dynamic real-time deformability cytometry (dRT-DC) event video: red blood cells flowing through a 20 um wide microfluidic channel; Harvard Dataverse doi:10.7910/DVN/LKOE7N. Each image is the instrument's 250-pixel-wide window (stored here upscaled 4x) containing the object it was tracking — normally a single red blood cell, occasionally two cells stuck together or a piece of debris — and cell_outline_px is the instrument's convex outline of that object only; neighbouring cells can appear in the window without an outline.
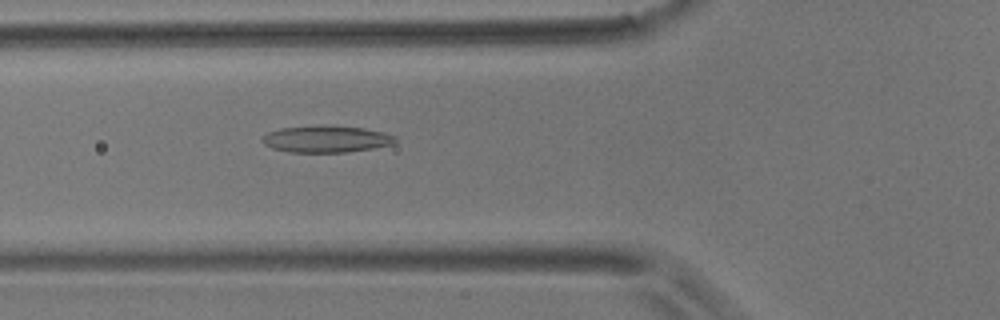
{"species": "common noctule bat (a hibernating species)", "species_latin": "Nyctalus noctula", "temperature_condition": "room temperature", "stored_images_in_passage": 42, "camera_frame_rate_fps": 3000, "um_per_image_px": 0.085, "animal": {"sex": "male", "body_mass_g": 17.9}, "frame": {"image": 1, "passage_image": 7, "time_ms": 2.0, "image_size_px": [1000, 320], "cell_outline_px": [[396, 140], [392, 144], [372, 148], [344, 152], [288, 152], [272, 148], [264, 144], [260, 140], [268, 132], [280, 128], [364, 128], [384, 132], [396, 136]], "centroid_in_image_um": [27.72, 11.86], "position_along_channel_um": 98.1, "area_um2": 19.71}}
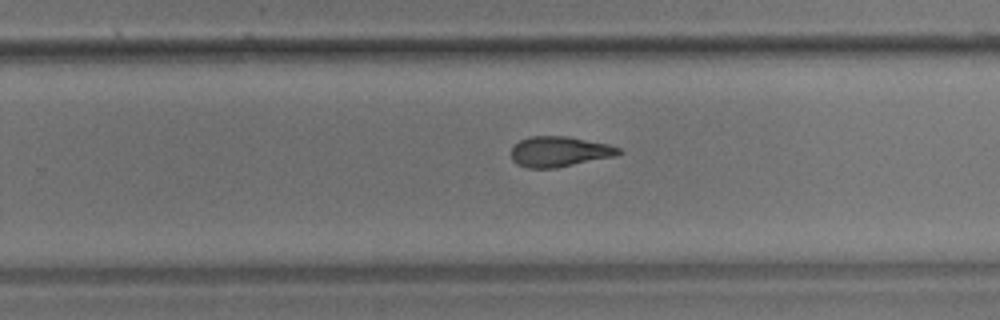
{"frame": {"image": 2, "passage_image": 22, "time_ms": 7.0, "image_size_px": [1000, 320], "cell_outline_px": [[624, 152], [616, 156], [556, 168], [528, 168], [516, 164], [512, 160], [512, 148], [520, 140], [528, 136], [568, 136], [608, 144], [620, 148]], "centroid_in_image_um": [47.57, 12.89], "position_along_channel_um": 282.2, "area_um2": 19.13}}
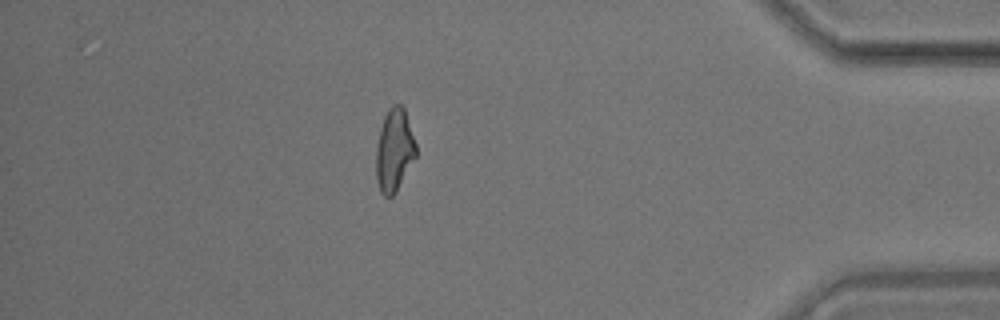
{"frame": {"image": 3, "passage_image": 35, "time_ms": 11.333, "image_size_px": [1000, 320], "cell_outline_px": [[416, 156], [396, 192], [392, 196], [384, 196], [380, 192], [376, 180], [376, 148], [380, 128], [384, 116], [388, 108], [392, 104], [400, 104], [404, 108], [416, 144]], "centroid_in_image_um": [33.5, 12.77], "position_along_channel_um": 401.7, "area_um2": 19.25}, "authors_computed_cell_mechanics": {"area_um2": 19.4497, "velocity_mm_per_s": 3.6815, "shape_relaxation_time_tau1_ms": null, "shape_relaxation_time_tau2_ms": 3.3126, "deformation_change_tau1": null, "deformation_change_tau2": 0.1181}}